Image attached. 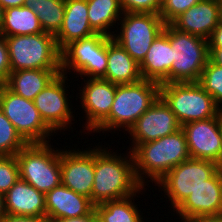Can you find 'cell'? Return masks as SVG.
<instances>
[{
	"mask_svg": "<svg viewBox=\"0 0 222 222\" xmlns=\"http://www.w3.org/2000/svg\"><path fill=\"white\" fill-rule=\"evenodd\" d=\"M95 148L94 183L91 193V202L94 205L123 199L145 189L135 175L131 151H129L130 155L124 158L105 148Z\"/></svg>",
	"mask_w": 222,
	"mask_h": 222,
	"instance_id": "cell-1",
	"label": "cell"
},
{
	"mask_svg": "<svg viewBox=\"0 0 222 222\" xmlns=\"http://www.w3.org/2000/svg\"><path fill=\"white\" fill-rule=\"evenodd\" d=\"M132 155L135 175L143 186L145 178L156 183L172 168L190 158L182 128L163 138L139 144Z\"/></svg>",
	"mask_w": 222,
	"mask_h": 222,
	"instance_id": "cell-2",
	"label": "cell"
},
{
	"mask_svg": "<svg viewBox=\"0 0 222 222\" xmlns=\"http://www.w3.org/2000/svg\"><path fill=\"white\" fill-rule=\"evenodd\" d=\"M160 97V84L142 79L131 84H116L114 102L109 116L94 130L119 128L129 131L137 119Z\"/></svg>",
	"mask_w": 222,
	"mask_h": 222,
	"instance_id": "cell-3",
	"label": "cell"
},
{
	"mask_svg": "<svg viewBox=\"0 0 222 222\" xmlns=\"http://www.w3.org/2000/svg\"><path fill=\"white\" fill-rule=\"evenodd\" d=\"M11 72L17 70H61V52L55 35L43 32L5 37Z\"/></svg>",
	"mask_w": 222,
	"mask_h": 222,
	"instance_id": "cell-4",
	"label": "cell"
},
{
	"mask_svg": "<svg viewBox=\"0 0 222 222\" xmlns=\"http://www.w3.org/2000/svg\"><path fill=\"white\" fill-rule=\"evenodd\" d=\"M160 97L170 107L181 126L216 117L220 111L213 97L198 82L160 84Z\"/></svg>",
	"mask_w": 222,
	"mask_h": 222,
	"instance_id": "cell-5",
	"label": "cell"
},
{
	"mask_svg": "<svg viewBox=\"0 0 222 222\" xmlns=\"http://www.w3.org/2000/svg\"><path fill=\"white\" fill-rule=\"evenodd\" d=\"M16 159L19 177L47 194L61 185L60 151L52 149L48 143H30L22 148Z\"/></svg>",
	"mask_w": 222,
	"mask_h": 222,
	"instance_id": "cell-6",
	"label": "cell"
},
{
	"mask_svg": "<svg viewBox=\"0 0 222 222\" xmlns=\"http://www.w3.org/2000/svg\"><path fill=\"white\" fill-rule=\"evenodd\" d=\"M168 39L173 49L171 83L198 82L209 60L208 40L182 32L168 24Z\"/></svg>",
	"mask_w": 222,
	"mask_h": 222,
	"instance_id": "cell-7",
	"label": "cell"
},
{
	"mask_svg": "<svg viewBox=\"0 0 222 222\" xmlns=\"http://www.w3.org/2000/svg\"><path fill=\"white\" fill-rule=\"evenodd\" d=\"M61 71L71 69L88 78H104L107 70V36L95 33L73 41L61 51Z\"/></svg>",
	"mask_w": 222,
	"mask_h": 222,
	"instance_id": "cell-8",
	"label": "cell"
},
{
	"mask_svg": "<svg viewBox=\"0 0 222 222\" xmlns=\"http://www.w3.org/2000/svg\"><path fill=\"white\" fill-rule=\"evenodd\" d=\"M120 33L112 36L140 64L165 23L159 14L123 12Z\"/></svg>",
	"mask_w": 222,
	"mask_h": 222,
	"instance_id": "cell-9",
	"label": "cell"
},
{
	"mask_svg": "<svg viewBox=\"0 0 222 222\" xmlns=\"http://www.w3.org/2000/svg\"><path fill=\"white\" fill-rule=\"evenodd\" d=\"M220 165L202 159L189 158L172 168L158 182L160 189L171 201L175 210L192 192L210 179L219 169ZM161 185V186H160Z\"/></svg>",
	"mask_w": 222,
	"mask_h": 222,
	"instance_id": "cell-10",
	"label": "cell"
},
{
	"mask_svg": "<svg viewBox=\"0 0 222 222\" xmlns=\"http://www.w3.org/2000/svg\"><path fill=\"white\" fill-rule=\"evenodd\" d=\"M0 109L28 143H49L53 131L45 124L34 101L16 95L6 86L0 94Z\"/></svg>",
	"mask_w": 222,
	"mask_h": 222,
	"instance_id": "cell-11",
	"label": "cell"
},
{
	"mask_svg": "<svg viewBox=\"0 0 222 222\" xmlns=\"http://www.w3.org/2000/svg\"><path fill=\"white\" fill-rule=\"evenodd\" d=\"M67 77L63 73L58 74L34 99L41 118L54 133L73 124L72 107L68 104L70 100L65 91Z\"/></svg>",
	"mask_w": 222,
	"mask_h": 222,
	"instance_id": "cell-12",
	"label": "cell"
},
{
	"mask_svg": "<svg viewBox=\"0 0 222 222\" xmlns=\"http://www.w3.org/2000/svg\"><path fill=\"white\" fill-rule=\"evenodd\" d=\"M190 158L209 160L222 166V135L219 114L216 117L193 121L181 126Z\"/></svg>",
	"mask_w": 222,
	"mask_h": 222,
	"instance_id": "cell-13",
	"label": "cell"
},
{
	"mask_svg": "<svg viewBox=\"0 0 222 222\" xmlns=\"http://www.w3.org/2000/svg\"><path fill=\"white\" fill-rule=\"evenodd\" d=\"M181 128L175 114L165 101L159 97L129 129L133 142L131 152L141 143L168 136Z\"/></svg>",
	"mask_w": 222,
	"mask_h": 222,
	"instance_id": "cell-14",
	"label": "cell"
},
{
	"mask_svg": "<svg viewBox=\"0 0 222 222\" xmlns=\"http://www.w3.org/2000/svg\"><path fill=\"white\" fill-rule=\"evenodd\" d=\"M72 151L60 150L61 184L91 200L94 183V149Z\"/></svg>",
	"mask_w": 222,
	"mask_h": 222,
	"instance_id": "cell-15",
	"label": "cell"
},
{
	"mask_svg": "<svg viewBox=\"0 0 222 222\" xmlns=\"http://www.w3.org/2000/svg\"><path fill=\"white\" fill-rule=\"evenodd\" d=\"M84 83L85 86L80 90V101L86 114L85 129L94 132L109 116L115 98L116 84L102 78H87Z\"/></svg>",
	"mask_w": 222,
	"mask_h": 222,
	"instance_id": "cell-16",
	"label": "cell"
},
{
	"mask_svg": "<svg viewBox=\"0 0 222 222\" xmlns=\"http://www.w3.org/2000/svg\"><path fill=\"white\" fill-rule=\"evenodd\" d=\"M175 211L182 219L222 214L221 167L192 192Z\"/></svg>",
	"mask_w": 222,
	"mask_h": 222,
	"instance_id": "cell-17",
	"label": "cell"
},
{
	"mask_svg": "<svg viewBox=\"0 0 222 222\" xmlns=\"http://www.w3.org/2000/svg\"><path fill=\"white\" fill-rule=\"evenodd\" d=\"M222 18L221 0H203L180 14L170 24L179 31L206 40Z\"/></svg>",
	"mask_w": 222,
	"mask_h": 222,
	"instance_id": "cell-18",
	"label": "cell"
},
{
	"mask_svg": "<svg viewBox=\"0 0 222 222\" xmlns=\"http://www.w3.org/2000/svg\"><path fill=\"white\" fill-rule=\"evenodd\" d=\"M173 49L168 39V24L151 44L143 61L139 64L143 79L159 84L171 83Z\"/></svg>",
	"mask_w": 222,
	"mask_h": 222,
	"instance_id": "cell-19",
	"label": "cell"
},
{
	"mask_svg": "<svg viewBox=\"0 0 222 222\" xmlns=\"http://www.w3.org/2000/svg\"><path fill=\"white\" fill-rule=\"evenodd\" d=\"M46 218L53 220L89 215L95 205L90 198L59 185L45 194Z\"/></svg>",
	"mask_w": 222,
	"mask_h": 222,
	"instance_id": "cell-20",
	"label": "cell"
},
{
	"mask_svg": "<svg viewBox=\"0 0 222 222\" xmlns=\"http://www.w3.org/2000/svg\"><path fill=\"white\" fill-rule=\"evenodd\" d=\"M7 215L46 217L45 194L19 178L4 194Z\"/></svg>",
	"mask_w": 222,
	"mask_h": 222,
	"instance_id": "cell-21",
	"label": "cell"
},
{
	"mask_svg": "<svg viewBox=\"0 0 222 222\" xmlns=\"http://www.w3.org/2000/svg\"><path fill=\"white\" fill-rule=\"evenodd\" d=\"M95 34L88 20L87 0H65V12L61 29L55 35L58 49L61 51L73 41Z\"/></svg>",
	"mask_w": 222,
	"mask_h": 222,
	"instance_id": "cell-22",
	"label": "cell"
},
{
	"mask_svg": "<svg viewBox=\"0 0 222 222\" xmlns=\"http://www.w3.org/2000/svg\"><path fill=\"white\" fill-rule=\"evenodd\" d=\"M104 80L131 84L142 80L139 64L112 37L107 36V70Z\"/></svg>",
	"mask_w": 222,
	"mask_h": 222,
	"instance_id": "cell-23",
	"label": "cell"
},
{
	"mask_svg": "<svg viewBox=\"0 0 222 222\" xmlns=\"http://www.w3.org/2000/svg\"><path fill=\"white\" fill-rule=\"evenodd\" d=\"M60 73L61 70H17L9 74L5 86L16 95L34 101L37 94Z\"/></svg>",
	"mask_w": 222,
	"mask_h": 222,
	"instance_id": "cell-24",
	"label": "cell"
},
{
	"mask_svg": "<svg viewBox=\"0 0 222 222\" xmlns=\"http://www.w3.org/2000/svg\"><path fill=\"white\" fill-rule=\"evenodd\" d=\"M43 28L36 13L26 6L8 8L0 29L3 36L32 35L43 33Z\"/></svg>",
	"mask_w": 222,
	"mask_h": 222,
	"instance_id": "cell-25",
	"label": "cell"
},
{
	"mask_svg": "<svg viewBox=\"0 0 222 222\" xmlns=\"http://www.w3.org/2000/svg\"><path fill=\"white\" fill-rule=\"evenodd\" d=\"M88 20L91 29L108 37L113 24L120 20L123 10L119 0H87Z\"/></svg>",
	"mask_w": 222,
	"mask_h": 222,
	"instance_id": "cell-26",
	"label": "cell"
},
{
	"mask_svg": "<svg viewBox=\"0 0 222 222\" xmlns=\"http://www.w3.org/2000/svg\"><path fill=\"white\" fill-rule=\"evenodd\" d=\"M24 6L37 15L44 32L56 35L61 29L65 0H25Z\"/></svg>",
	"mask_w": 222,
	"mask_h": 222,
	"instance_id": "cell-27",
	"label": "cell"
},
{
	"mask_svg": "<svg viewBox=\"0 0 222 222\" xmlns=\"http://www.w3.org/2000/svg\"><path fill=\"white\" fill-rule=\"evenodd\" d=\"M134 196L136 194L95 205L97 216L102 222H144L138 207L132 202Z\"/></svg>",
	"mask_w": 222,
	"mask_h": 222,
	"instance_id": "cell-28",
	"label": "cell"
},
{
	"mask_svg": "<svg viewBox=\"0 0 222 222\" xmlns=\"http://www.w3.org/2000/svg\"><path fill=\"white\" fill-rule=\"evenodd\" d=\"M27 144L0 109V156H15Z\"/></svg>",
	"mask_w": 222,
	"mask_h": 222,
	"instance_id": "cell-29",
	"label": "cell"
},
{
	"mask_svg": "<svg viewBox=\"0 0 222 222\" xmlns=\"http://www.w3.org/2000/svg\"><path fill=\"white\" fill-rule=\"evenodd\" d=\"M201 87L214 99L217 107L222 110V66L214 64L210 59L198 80Z\"/></svg>",
	"mask_w": 222,
	"mask_h": 222,
	"instance_id": "cell-30",
	"label": "cell"
},
{
	"mask_svg": "<svg viewBox=\"0 0 222 222\" xmlns=\"http://www.w3.org/2000/svg\"><path fill=\"white\" fill-rule=\"evenodd\" d=\"M19 178L16 155L0 156V194L4 195Z\"/></svg>",
	"mask_w": 222,
	"mask_h": 222,
	"instance_id": "cell-31",
	"label": "cell"
},
{
	"mask_svg": "<svg viewBox=\"0 0 222 222\" xmlns=\"http://www.w3.org/2000/svg\"><path fill=\"white\" fill-rule=\"evenodd\" d=\"M203 0H164L159 15L165 24H170L180 14Z\"/></svg>",
	"mask_w": 222,
	"mask_h": 222,
	"instance_id": "cell-32",
	"label": "cell"
},
{
	"mask_svg": "<svg viewBox=\"0 0 222 222\" xmlns=\"http://www.w3.org/2000/svg\"><path fill=\"white\" fill-rule=\"evenodd\" d=\"M123 12L159 14L161 3L158 0H119Z\"/></svg>",
	"mask_w": 222,
	"mask_h": 222,
	"instance_id": "cell-33",
	"label": "cell"
},
{
	"mask_svg": "<svg viewBox=\"0 0 222 222\" xmlns=\"http://www.w3.org/2000/svg\"><path fill=\"white\" fill-rule=\"evenodd\" d=\"M11 73L8 45L5 36L0 34V80L6 83Z\"/></svg>",
	"mask_w": 222,
	"mask_h": 222,
	"instance_id": "cell-34",
	"label": "cell"
},
{
	"mask_svg": "<svg viewBox=\"0 0 222 222\" xmlns=\"http://www.w3.org/2000/svg\"><path fill=\"white\" fill-rule=\"evenodd\" d=\"M209 48H222V18L208 39Z\"/></svg>",
	"mask_w": 222,
	"mask_h": 222,
	"instance_id": "cell-35",
	"label": "cell"
},
{
	"mask_svg": "<svg viewBox=\"0 0 222 222\" xmlns=\"http://www.w3.org/2000/svg\"><path fill=\"white\" fill-rule=\"evenodd\" d=\"M0 222H50L46 217L6 215Z\"/></svg>",
	"mask_w": 222,
	"mask_h": 222,
	"instance_id": "cell-36",
	"label": "cell"
},
{
	"mask_svg": "<svg viewBox=\"0 0 222 222\" xmlns=\"http://www.w3.org/2000/svg\"><path fill=\"white\" fill-rule=\"evenodd\" d=\"M183 222H222V214L210 216H193L182 219Z\"/></svg>",
	"mask_w": 222,
	"mask_h": 222,
	"instance_id": "cell-37",
	"label": "cell"
},
{
	"mask_svg": "<svg viewBox=\"0 0 222 222\" xmlns=\"http://www.w3.org/2000/svg\"><path fill=\"white\" fill-rule=\"evenodd\" d=\"M97 216L95 209L85 216L73 217V218H62L53 220L52 222H92V220Z\"/></svg>",
	"mask_w": 222,
	"mask_h": 222,
	"instance_id": "cell-38",
	"label": "cell"
},
{
	"mask_svg": "<svg viewBox=\"0 0 222 222\" xmlns=\"http://www.w3.org/2000/svg\"><path fill=\"white\" fill-rule=\"evenodd\" d=\"M209 59L214 64L222 66V48H209Z\"/></svg>",
	"mask_w": 222,
	"mask_h": 222,
	"instance_id": "cell-39",
	"label": "cell"
},
{
	"mask_svg": "<svg viewBox=\"0 0 222 222\" xmlns=\"http://www.w3.org/2000/svg\"><path fill=\"white\" fill-rule=\"evenodd\" d=\"M25 0H0V4L6 10L12 7H19L24 5Z\"/></svg>",
	"mask_w": 222,
	"mask_h": 222,
	"instance_id": "cell-40",
	"label": "cell"
},
{
	"mask_svg": "<svg viewBox=\"0 0 222 222\" xmlns=\"http://www.w3.org/2000/svg\"><path fill=\"white\" fill-rule=\"evenodd\" d=\"M7 215L5 209L4 195L0 194V221Z\"/></svg>",
	"mask_w": 222,
	"mask_h": 222,
	"instance_id": "cell-41",
	"label": "cell"
},
{
	"mask_svg": "<svg viewBox=\"0 0 222 222\" xmlns=\"http://www.w3.org/2000/svg\"><path fill=\"white\" fill-rule=\"evenodd\" d=\"M4 12L5 9L2 7V5L0 4V29L2 27L3 24V20H4Z\"/></svg>",
	"mask_w": 222,
	"mask_h": 222,
	"instance_id": "cell-42",
	"label": "cell"
},
{
	"mask_svg": "<svg viewBox=\"0 0 222 222\" xmlns=\"http://www.w3.org/2000/svg\"><path fill=\"white\" fill-rule=\"evenodd\" d=\"M219 127L222 135V110L219 111Z\"/></svg>",
	"mask_w": 222,
	"mask_h": 222,
	"instance_id": "cell-43",
	"label": "cell"
},
{
	"mask_svg": "<svg viewBox=\"0 0 222 222\" xmlns=\"http://www.w3.org/2000/svg\"><path fill=\"white\" fill-rule=\"evenodd\" d=\"M4 86H5V83L2 80H0V94Z\"/></svg>",
	"mask_w": 222,
	"mask_h": 222,
	"instance_id": "cell-44",
	"label": "cell"
},
{
	"mask_svg": "<svg viewBox=\"0 0 222 222\" xmlns=\"http://www.w3.org/2000/svg\"><path fill=\"white\" fill-rule=\"evenodd\" d=\"M92 222H102V220H101L98 216H96V217L92 220Z\"/></svg>",
	"mask_w": 222,
	"mask_h": 222,
	"instance_id": "cell-45",
	"label": "cell"
}]
</instances>
